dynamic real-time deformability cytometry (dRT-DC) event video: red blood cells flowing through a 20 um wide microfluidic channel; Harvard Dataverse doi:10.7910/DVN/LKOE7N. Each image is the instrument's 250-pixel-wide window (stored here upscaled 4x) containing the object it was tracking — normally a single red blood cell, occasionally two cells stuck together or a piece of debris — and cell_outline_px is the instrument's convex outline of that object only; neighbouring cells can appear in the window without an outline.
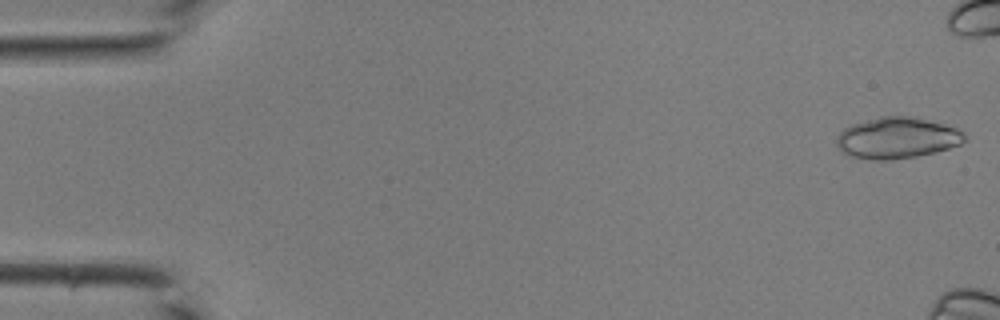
{"species": "common noctule bat (a hibernating species)", "species_latin": "Nyctalus noctula", "temperature_condition": "room temperature", "stored_images_in_passage": 8, "camera_frame_rate_fps": 3000, "um_per_image_px": 0.085, "animal": {"sex": "male", "body_mass_g": 19.0, "forearm_length_mm": 50.8}, "frame": {"image": 1, "passage_image": 1, "time_ms": 0.0, "image_size_px": [1000, 320], "cell_outline_px": [[964, 140], [960, 144], [936, 152], [916, 156], [892, 160], [872, 160], [852, 156], [844, 152], [836, 144], [836, 136], [844, 128], [852, 124], [880, 116], [916, 116], [944, 124], [956, 128], [964, 132]], "centroid_in_image_um": [76.24, 11.71], "position_along_channel_um": 8.8, "area_um2": 30.75}}